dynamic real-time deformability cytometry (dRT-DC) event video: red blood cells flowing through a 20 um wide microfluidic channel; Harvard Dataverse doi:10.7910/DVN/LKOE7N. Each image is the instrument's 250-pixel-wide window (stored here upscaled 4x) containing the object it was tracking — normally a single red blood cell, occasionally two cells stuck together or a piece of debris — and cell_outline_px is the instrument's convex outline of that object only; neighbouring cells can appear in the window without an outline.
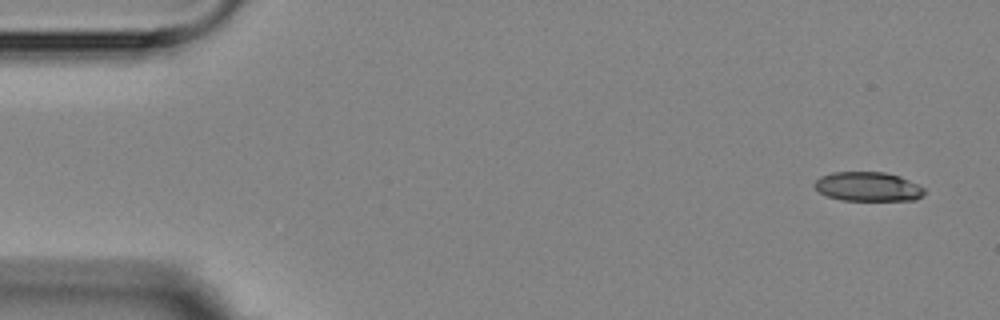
{"species": "Egyptian fruit bat (a non-hibernating species)", "species_latin": "Rousettus aegyptiacus", "temperature_condition": "room temperature", "stored_images_in_passage": 6, "segment_of_instrument_passage": [2, 2], "camera_frame_rate_fps": 3000, "um_per_image_px": 0.085, "animal": {"sex": "female"}, "frame": {"image": 1, "passage_image": 6, "time_ms": 6.0, "image_size_px": [1000, 320], "cell_outline_px": [[924, 196], [916, 200], [840, 200], [828, 196], [820, 192], [812, 184], [820, 176], [832, 172], [884, 172], [900, 176], [924, 188]], "centroid_in_image_um": [73.77, 15.86], "position_along_channel_um": 11.2, "area_um2": 18.73}}